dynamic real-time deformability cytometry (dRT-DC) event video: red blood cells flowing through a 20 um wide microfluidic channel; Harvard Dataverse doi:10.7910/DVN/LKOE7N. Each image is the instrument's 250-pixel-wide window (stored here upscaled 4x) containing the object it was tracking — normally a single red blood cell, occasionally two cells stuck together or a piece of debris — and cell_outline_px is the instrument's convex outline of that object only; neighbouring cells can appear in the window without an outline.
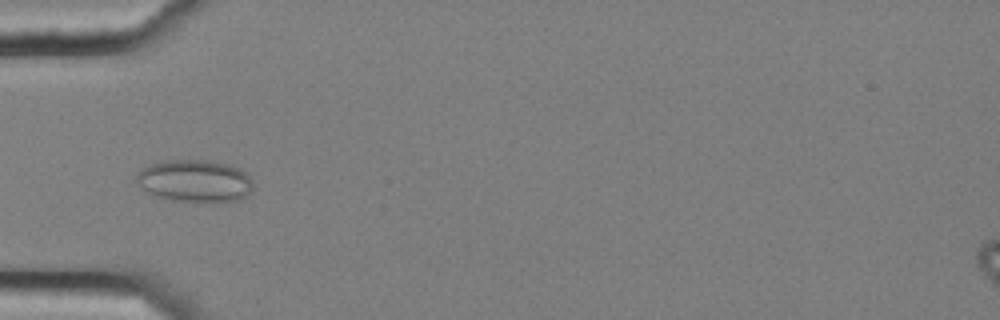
{"species": "common noctule bat (a hibernating species)", "species_latin": "Nyctalus noctula", "temperature_condition": "cold", "stored_images_in_passage": 15, "camera_frame_rate_fps": 3000, "um_per_image_px": 0.085, "animal": {"sex": "female", "body_mass_g": 25.1}, "frame": {"image": 1, "passage_image": 5, "time_ms": 1.333, "image_size_px": [1000, 320], "cell_outline_px": [[252, 192], [240, 200], [212, 204], [208, 204], [172, 200], [156, 196], [148, 192], [136, 184], [136, 176], [144, 168], [152, 164], [168, 160], [208, 160], [228, 164], [240, 168], [252, 180]], "centroid_in_image_um": [16.61, 15.42], "position_along_channel_um": 68.4, "area_um2": 29.3}}
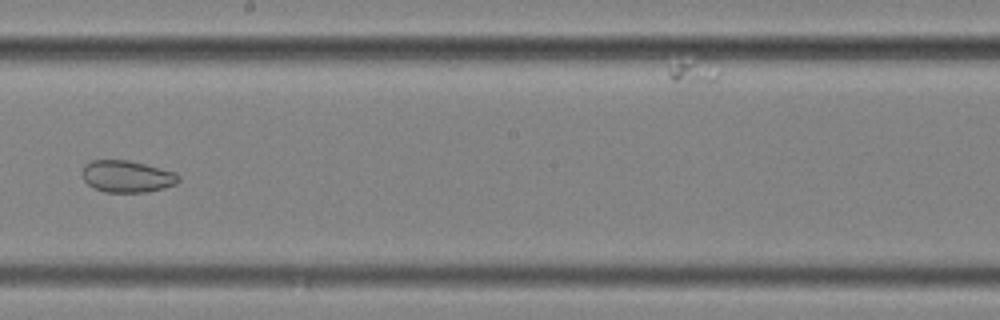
{"frame": {"image": 2, "passage_image": 9, "time_ms": 2.667, "image_size_px": [1000, 320], "cell_outline_px": [[180, 180], [176, 184], [164, 188], [144, 192], [104, 192], [88, 184], [84, 180], [84, 164], [92, 160], [128, 160], [176, 172], [180, 176]], "centroid_in_image_um": [10.83, 14.99], "position_along_channel_um": 237.4, "area_um2": 17.74}}